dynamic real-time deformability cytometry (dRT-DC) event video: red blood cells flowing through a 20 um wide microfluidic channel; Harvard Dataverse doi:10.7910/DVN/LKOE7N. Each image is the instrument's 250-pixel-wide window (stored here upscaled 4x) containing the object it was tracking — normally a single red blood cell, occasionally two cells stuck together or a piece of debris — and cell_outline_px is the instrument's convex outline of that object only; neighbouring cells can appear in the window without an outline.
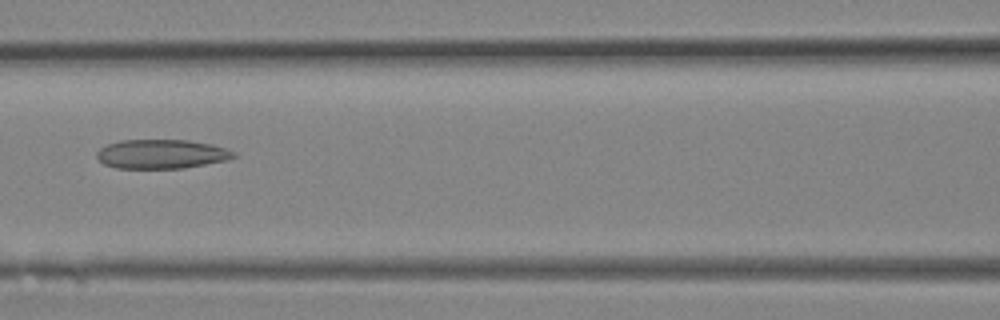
{"species": "Egyptian fruit bat (a non-hibernating species)", "species_latin": "Rousettus aegyptiacus", "temperature_condition": "room temperature", "stored_images_in_passage": 15, "camera_frame_rate_fps": 3000, "um_per_image_px": 0.085, "animal": {"sex": "female"}, "frame": {"image": 1, "passage_image": 7, "time_ms": 2.0, "image_size_px": [1000, 320], "cell_outline_px": [[236, 156], [228, 160], [184, 168], [116, 168], [104, 164], [96, 156], [96, 152], [100, 148], [108, 144], [120, 140], [188, 140], [212, 144], [236, 152]], "centroid_in_image_um": [13.73, 13.09], "position_along_channel_um": 152.9, "area_um2": 23.29}}
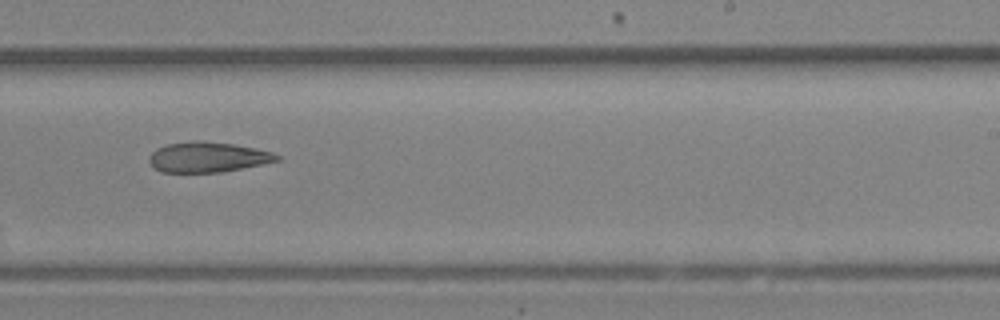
{"frame": {"image": 2, "passage_image": 12, "time_ms": 3.667, "image_size_px": [1000, 320], "cell_outline_px": [[280, 160], [220, 172], [160, 172], [152, 168], [148, 160], [152, 152], [156, 148], [168, 144], [192, 140], [200, 140], [232, 144], [256, 148], [272, 152], [280, 156]], "centroid_in_image_um": [17.6, 13.35], "position_along_channel_um": 271.4, "area_um2": 22.48}}
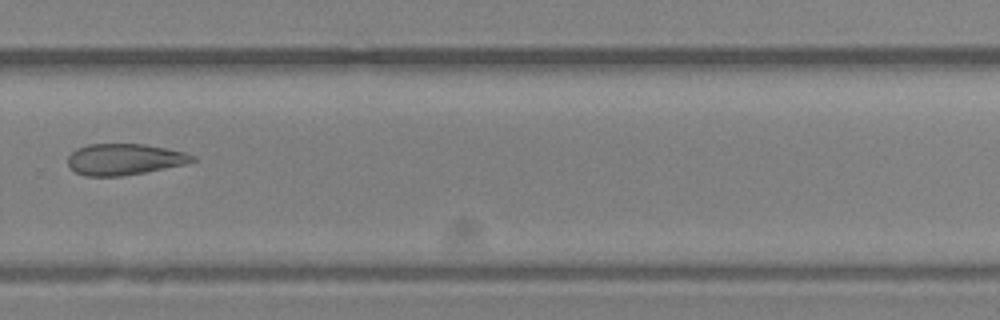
{"frame": {"image": 3, "passage_image": 14, "time_ms": 4.333, "image_size_px": [1000, 320], "cell_outline_px": [[196, 160], [184, 164], [144, 172], [120, 176], [84, 176], [76, 172], [68, 164], [68, 156], [76, 148], [88, 144], [144, 144], [168, 148], [184, 152], [196, 156]], "centroid_in_image_um": [10.57, 13.53], "position_along_channel_um": 319.2, "area_um2": 22.6}}